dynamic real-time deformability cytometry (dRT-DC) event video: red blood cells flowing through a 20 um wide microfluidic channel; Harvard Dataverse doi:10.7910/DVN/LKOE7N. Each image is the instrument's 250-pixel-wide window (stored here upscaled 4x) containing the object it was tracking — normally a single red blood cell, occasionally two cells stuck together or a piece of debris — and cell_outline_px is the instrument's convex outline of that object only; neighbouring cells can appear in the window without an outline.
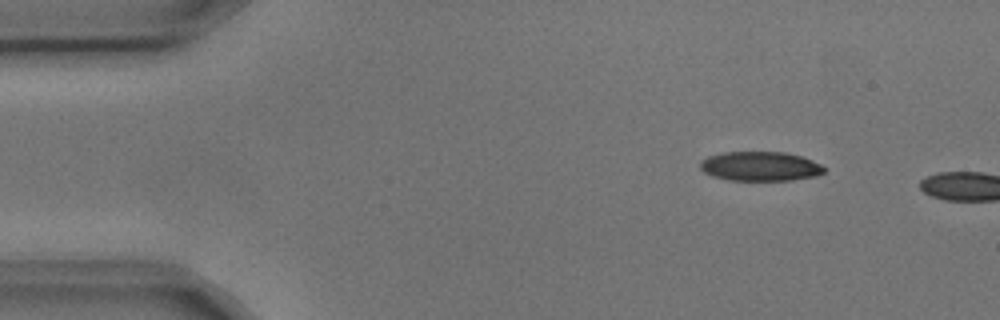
{"species": "common noctule bat (a hibernating species)", "species_latin": "Nyctalus noctula", "temperature_condition": "cold", "stored_images_in_passage": 2, "camera_frame_rate_fps": 3000, "um_per_image_px": 0.085, "animal": {"sex": "male", "body_mass_g": 17.9, "forearm_length_mm": 54.2}, "frame": {"image": 1, "passage_image": 1, "time_ms": 0.0, "image_size_px": [1000, 320], "cell_outline_px": [[824, 172], [816, 176], [792, 180], [728, 180], [712, 176], [704, 172], [700, 168], [700, 160], [708, 156], [724, 152], [784, 152], [800, 156], [812, 160], [820, 164], [824, 168]], "centroid_in_image_um": [64.59, 14.13], "position_along_channel_um": 20.4, "area_um2": 21.21}}